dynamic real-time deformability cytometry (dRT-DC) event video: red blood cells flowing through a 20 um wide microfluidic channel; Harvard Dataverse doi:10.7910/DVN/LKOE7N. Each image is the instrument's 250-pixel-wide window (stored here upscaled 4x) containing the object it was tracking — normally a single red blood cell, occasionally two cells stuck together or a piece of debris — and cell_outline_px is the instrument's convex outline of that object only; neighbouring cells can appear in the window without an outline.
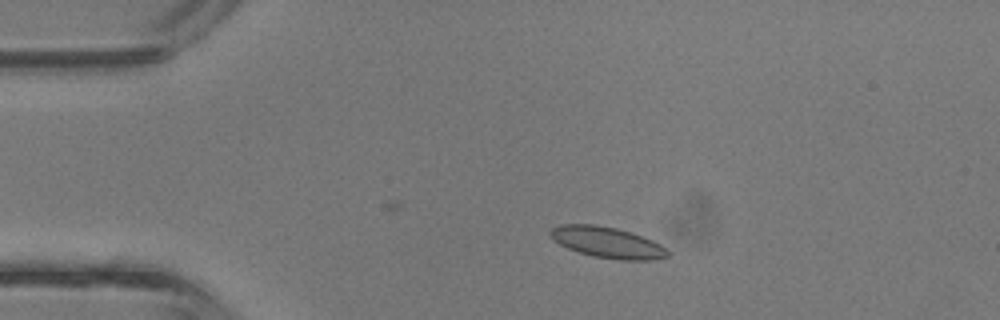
{"species": "common noctule bat (a hibernating species)", "species_latin": "Nyctalus noctula", "temperature_condition": "room temperature", "stored_images_in_passage": 22, "camera_frame_rate_fps": 3000, "um_per_image_px": 0.085, "animal": {"sex": "male", "body_mass_g": 13.3}, "frame": {"image": 1, "passage_image": 7, "time_ms": 2.0, "image_size_px": [1000, 320], "cell_outline_px": [[668, 256], [652, 260], [620, 260], [592, 256], [568, 248], [560, 244], [548, 236], [548, 232], [552, 228], [560, 224], [592, 224], [616, 228], [652, 240], [660, 244], [668, 252]], "centroid_in_image_um": [51.57, 20.6], "position_along_channel_um": 33.4, "area_um2": 20.98}}
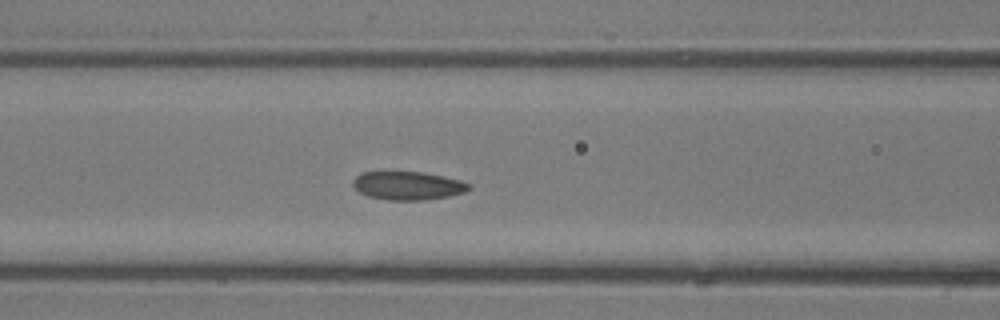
{"frame": {"image": 2, "passage_image": 16, "time_ms": 5.0, "image_size_px": [1000, 320], "cell_outline_px": [[472, 188], [464, 192], [448, 196], [424, 200], [388, 200], [368, 196], [360, 192], [352, 184], [352, 180], [360, 172], [384, 168], [424, 172], [444, 176], [460, 180], [472, 184]], "centroid_in_image_um": [34.61, 15.72], "position_along_channel_um": 132.0, "area_um2": 20.17}}
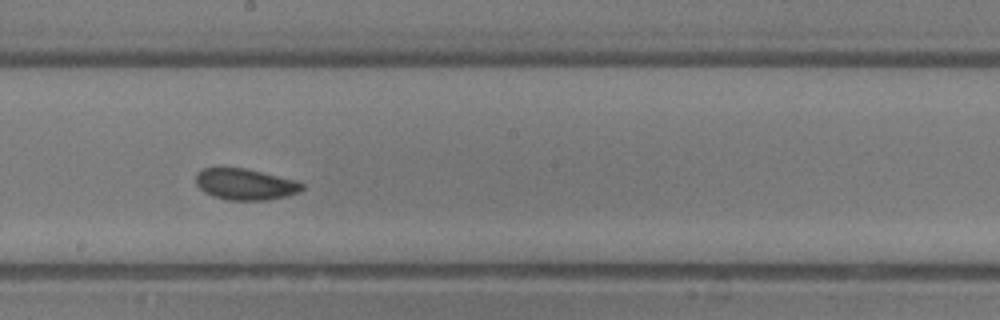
{"frame": {"image": 3, "passage_image": 22, "time_ms": 7.0, "image_size_px": [1000, 320], "cell_outline_px": [[304, 188], [300, 192], [288, 196], [268, 200], [228, 200], [212, 196], [204, 192], [196, 184], [196, 172], [204, 168], [244, 168], [296, 180], [304, 184]], "centroid_in_image_um": [20.86, 15.67], "position_along_channel_um": 227.3, "area_um2": 19.42}}